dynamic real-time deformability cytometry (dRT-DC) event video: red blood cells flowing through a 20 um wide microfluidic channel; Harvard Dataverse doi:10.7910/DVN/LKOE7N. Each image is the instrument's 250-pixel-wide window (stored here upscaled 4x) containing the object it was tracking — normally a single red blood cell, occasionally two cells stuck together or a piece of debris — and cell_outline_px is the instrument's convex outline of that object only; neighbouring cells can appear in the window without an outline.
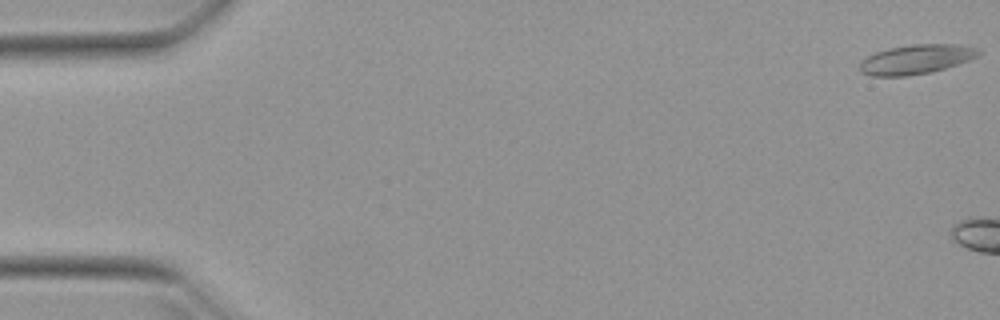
{"species": "Egyptian fruit bat (a non-hibernating species)", "species_latin": "Rousettus aegyptiacus", "temperature_condition": "warm", "stored_images_in_passage": 5, "camera_frame_rate_fps": 3000, "um_per_image_px": 0.085, "animal": {"sex": "female"}, "frame": {"image": 1, "passage_image": 1, "time_ms": 0.0, "image_size_px": [1000, 320], "cell_outline_px": [[980, 52], [976, 56], [968, 60], [932, 72], [904, 76], [872, 76], [860, 72], [860, 64], [868, 56], [876, 52], [888, 48], [912, 44], [952, 44], [976, 48]], "centroid_in_image_um": [77.82, 5.04], "position_along_channel_um": 7.2, "area_um2": 20.0}}